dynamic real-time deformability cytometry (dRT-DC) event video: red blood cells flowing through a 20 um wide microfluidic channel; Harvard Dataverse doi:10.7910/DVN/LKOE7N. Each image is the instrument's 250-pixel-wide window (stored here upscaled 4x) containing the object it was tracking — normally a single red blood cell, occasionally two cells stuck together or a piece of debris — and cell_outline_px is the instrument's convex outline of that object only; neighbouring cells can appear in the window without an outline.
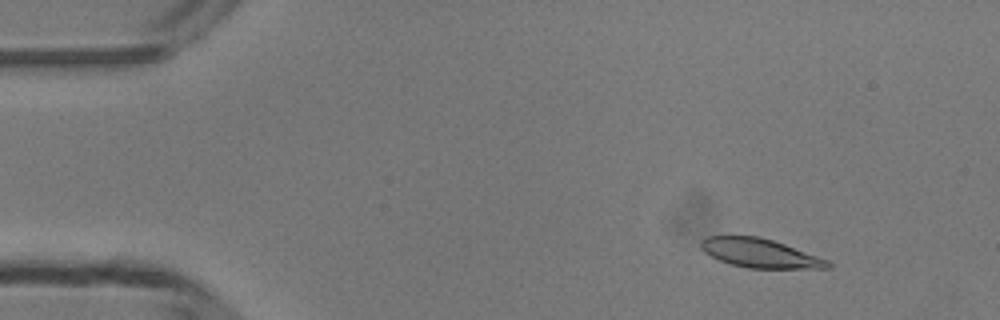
{"species": "common noctule bat (a hibernating species)", "species_latin": "Nyctalus noctula", "temperature_condition": "room temperature", "stored_images_in_passage": 49, "camera_frame_rate_fps": 3000, "um_per_image_px": 0.085, "animal": {"sex": "male", "body_mass_g": 13.3}, "frame": {"image": 1, "passage_image": 6, "time_ms": 1.667, "image_size_px": [1000, 320], "cell_outline_px": [[832, 268], [748, 268], [732, 264], [720, 260], [704, 252], [700, 248], [700, 240], [708, 236], [760, 236], [784, 244], [828, 260], [832, 264]], "centroid_in_image_um": [64.58, 21.51], "position_along_channel_um": 20.4, "area_um2": 21.21}}
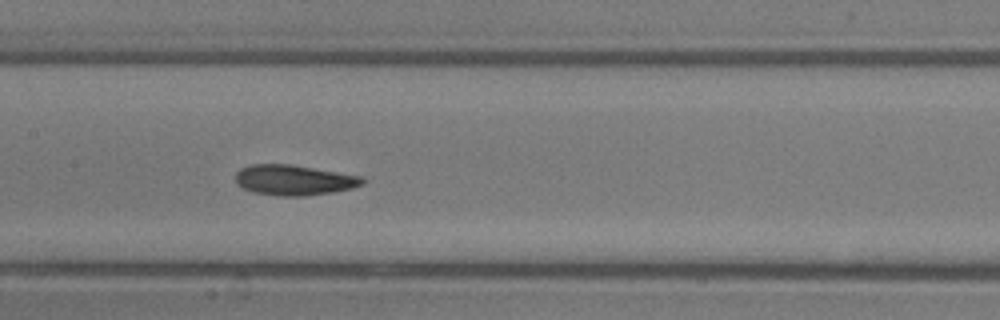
{"frame": {"image": 2, "passage_image": 24, "time_ms": 7.667, "image_size_px": [1000, 320], "cell_outline_px": [[364, 184], [352, 188], [332, 192], [304, 196], [276, 196], [252, 192], [236, 184], [236, 172], [240, 168], [252, 164], [288, 164], [360, 176], [364, 180]], "centroid_in_image_um": [24.94, 15.31], "position_along_channel_um": 182.5, "area_um2": 22.31}}
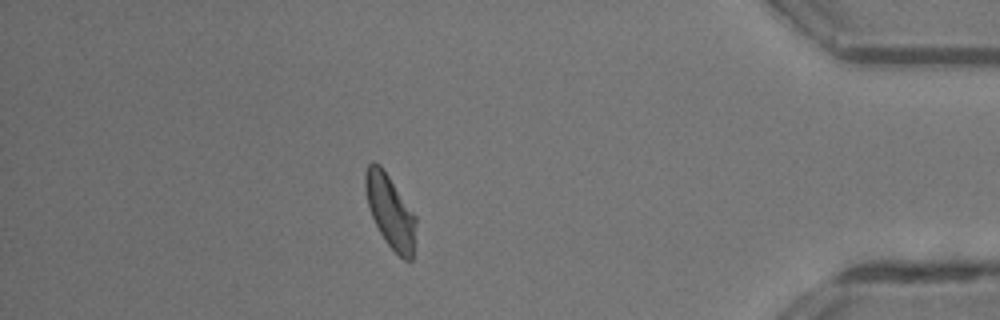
{"frame": {"image": 3, "passage_image": 43, "time_ms": 14.0, "image_size_px": [1000, 320], "cell_outline_px": [[416, 224], [412, 260], [404, 260], [384, 240], [372, 216], [368, 204], [364, 188], [364, 176], [368, 164], [372, 160], [380, 164], [416, 216]], "centroid_in_image_um": [33.16, 17.94], "position_along_channel_um": 402.0, "area_um2": 21.27}, "authors_computed_cell_mechanics": {"area_um2": 22.253, "velocity_mm_per_s": 4.1766, "shape_relaxation_time_tau1_ms": 4.853, "shape_relaxation_time_tau2_ms": 3.7351, "deformation_change_tau1": 0.151, "deformation_change_tau2": 0.0932}}